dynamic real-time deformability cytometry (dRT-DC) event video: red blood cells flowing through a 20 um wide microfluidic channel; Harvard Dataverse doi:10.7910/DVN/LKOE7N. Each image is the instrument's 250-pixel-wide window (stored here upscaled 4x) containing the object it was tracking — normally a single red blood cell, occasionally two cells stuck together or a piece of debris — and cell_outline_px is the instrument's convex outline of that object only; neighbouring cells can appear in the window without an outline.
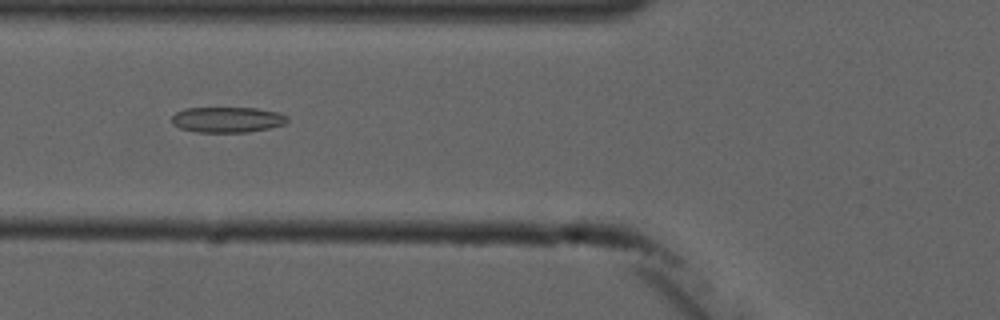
{"species": "common noctule bat (a hibernating species)", "species_latin": "Nyctalus noctula", "temperature_condition": "cold", "stored_images_in_passage": 7, "camera_frame_rate_fps": 3000, "um_per_image_px": 0.085, "animal": {"sex": "male", "forearm_length_mm": 52.5}, "frame": {"image": 1, "passage_image": 6, "time_ms": 6.667, "image_size_px": [1000, 320], "cell_outline_px": [[288, 120], [284, 124], [268, 128], [248, 132], [196, 132], [180, 128], [172, 124], [172, 116], [176, 112], [184, 108], [256, 108], [276, 112], [288, 116]], "centroid_in_image_um": [19.29, 10.17], "position_along_channel_um": 106.5, "area_um2": 17.17}}
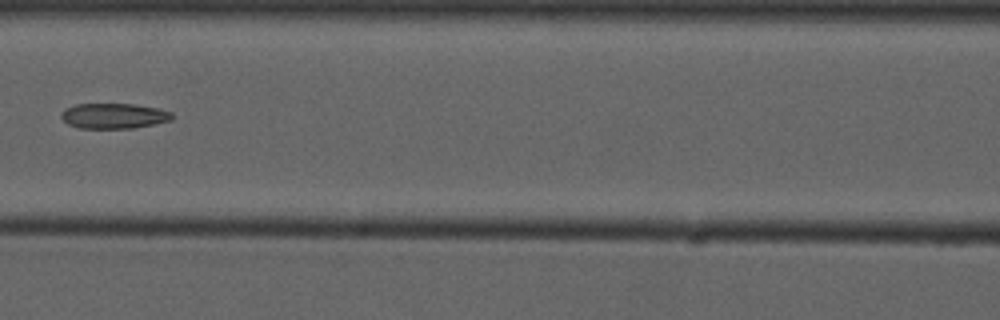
{"frame": {"image": 2, "passage_image": 7, "time_ms": 8.0, "image_size_px": [1000, 320], "cell_outline_px": [[176, 116], [172, 120], [136, 128], [80, 128], [68, 124], [60, 116], [60, 112], [76, 104], [136, 104], [160, 108], [172, 112]], "centroid_in_image_um": [9.74, 9.85], "position_along_channel_um": 156.9, "area_um2": 16.53}}